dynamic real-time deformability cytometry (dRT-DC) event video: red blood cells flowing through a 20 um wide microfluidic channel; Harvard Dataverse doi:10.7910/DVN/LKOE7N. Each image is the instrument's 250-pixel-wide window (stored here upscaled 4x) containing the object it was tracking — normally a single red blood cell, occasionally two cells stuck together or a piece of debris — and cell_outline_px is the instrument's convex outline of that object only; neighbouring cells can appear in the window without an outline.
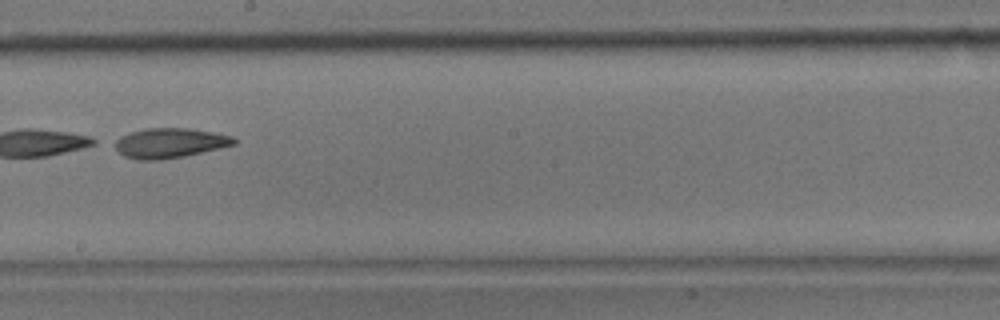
{"species": "common noctule bat (a hibernating species)", "species_latin": "Nyctalus noctula", "temperature_condition": "room temperature", "stored_images_in_passage": 45, "camera_frame_rate_fps": 3000, "um_per_image_px": 0.085, "animal": {"sex": "male", "body_mass_g": 17.9}, "frame": {"image": 1, "passage_image": 26, "time_ms": 8.333, "image_size_px": [1000, 320], "cell_outline_px": [[236, 144], [220, 148], [184, 156], [160, 160], [136, 160], [124, 156], [108, 144], [112, 140], [120, 136], [144, 128], [188, 128], [212, 132], [232, 136], [236, 140]], "centroid_in_image_um": [14.33, 12.16], "position_along_channel_um": 233.9, "area_um2": 21.04}}